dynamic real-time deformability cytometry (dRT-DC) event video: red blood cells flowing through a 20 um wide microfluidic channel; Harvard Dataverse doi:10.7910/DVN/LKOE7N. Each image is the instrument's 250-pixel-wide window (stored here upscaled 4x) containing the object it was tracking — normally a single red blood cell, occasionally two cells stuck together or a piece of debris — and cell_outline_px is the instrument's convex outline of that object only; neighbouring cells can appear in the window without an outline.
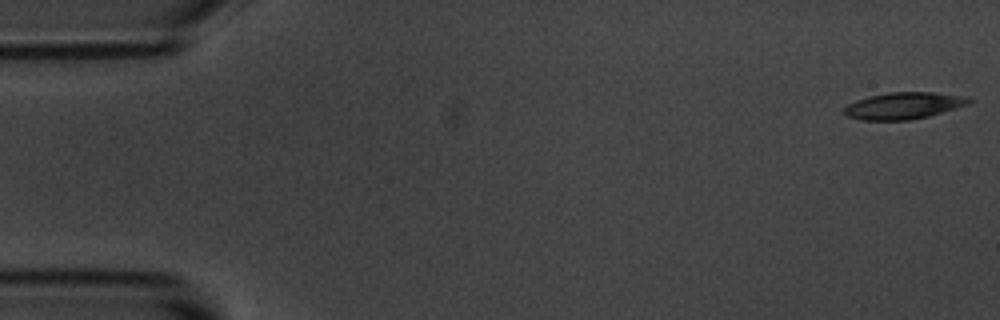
{"species": "common noctule bat (a hibernating species)", "species_latin": "Nyctalus noctula", "temperature_condition": "room temperature", "stored_images_in_passage": 5, "camera_frame_rate_fps": 3000, "um_per_image_px": 0.085, "animal": {"sex": "male", "body_mass_g": 20.1, "forearm_length_mm": 53.5}, "frame": {"image": 1, "passage_image": 1, "time_ms": 0.0, "image_size_px": [1000, 320], "cell_outline_px": [[972, 100], [968, 104], [928, 116], [908, 120], [860, 120], [848, 116], [844, 112], [844, 108], [848, 104], [856, 100], [868, 96], [888, 92], [932, 92], [964, 96]], "centroid_in_image_um": [76.77, 8.98], "position_along_channel_um": 8.2, "area_um2": 19.25}}